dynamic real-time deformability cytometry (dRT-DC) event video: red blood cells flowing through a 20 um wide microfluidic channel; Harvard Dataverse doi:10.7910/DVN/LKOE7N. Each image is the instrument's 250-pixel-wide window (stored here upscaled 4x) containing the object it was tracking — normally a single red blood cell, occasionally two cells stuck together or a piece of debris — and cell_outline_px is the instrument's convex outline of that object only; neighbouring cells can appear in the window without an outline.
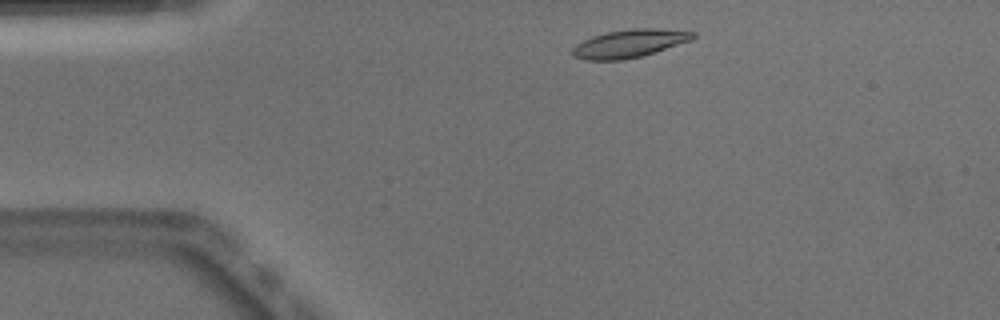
{"species": "Egyptian fruit bat (a non-hibernating species)", "species_latin": "Rousettus aegyptiacus", "temperature_condition": "warm", "stored_images_in_passage": 44, "camera_frame_rate_fps": 3000, "um_per_image_px": 0.085, "animal": {"sex": "male"}, "frame": {"image": 1, "passage_image": 3, "time_ms": 0.667, "image_size_px": [1000, 320], "cell_outline_px": [[696, 36], [692, 40], [640, 56], [624, 60], [584, 60], [572, 56], [572, 48], [576, 44], [592, 36], [608, 32], [632, 28], [656, 28], [696, 32]], "centroid_in_image_um": [53.48, 3.69], "position_along_channel_um": 31.5, "area_um2": 19.59}}
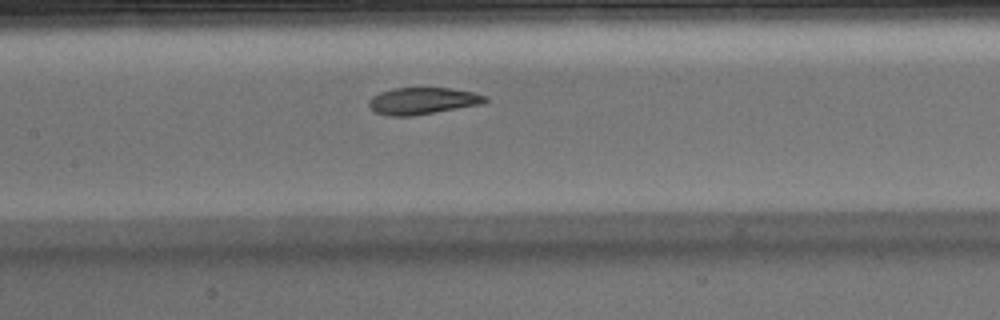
{"frame": {"image": 2, "passage_image": 17, "time_ms": 5.333, "image_size_px": [1000, 320], "cell_outline_px": [[488, 100], [480, 104], [412, 116], [388, 116], [376, 112], [368, 104], [368, 100], [372, 96], [380, 92], [392, 88], [448, 88], [472, 92], [488, 96]], "centroid_in_image_um": [35.89, 8.57], "position_along_channel_um": 171.5, "area_um2": 18.03}}
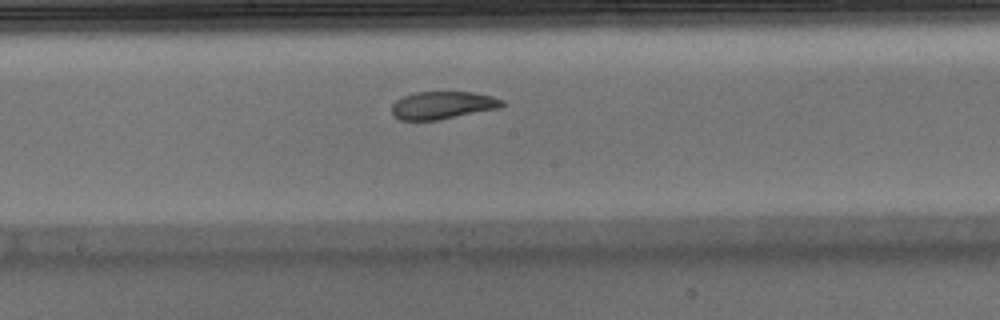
{"frame": {"image": 3, "passage_image": 20, "time_ms": 6.333, "image_size_px": [1000, 320], "cell_outline_px": [[504, 104], [500, 108], [440, 120], [400, 120], [392, 116], [392, 104], [400, 96], [416, 92], [472, 92], [492, 96], [504, 100]], "centroid_in_image_um": [37.6, 8.95], "position_along_channel_um": 210.6, "area_um2": 18.03}, "authors_computed_cell_mechanics": {"area_um2": 19.5942, "velocity_mm_per_s": 3.9176, "shape_relaxation_time_tau1_ms": 7.0453, "shape_relaxation_time_tau2_ms": 1.6448, "deformation_change_tau1": 0.2187, "deformation_change_tau2": 0.0747}}